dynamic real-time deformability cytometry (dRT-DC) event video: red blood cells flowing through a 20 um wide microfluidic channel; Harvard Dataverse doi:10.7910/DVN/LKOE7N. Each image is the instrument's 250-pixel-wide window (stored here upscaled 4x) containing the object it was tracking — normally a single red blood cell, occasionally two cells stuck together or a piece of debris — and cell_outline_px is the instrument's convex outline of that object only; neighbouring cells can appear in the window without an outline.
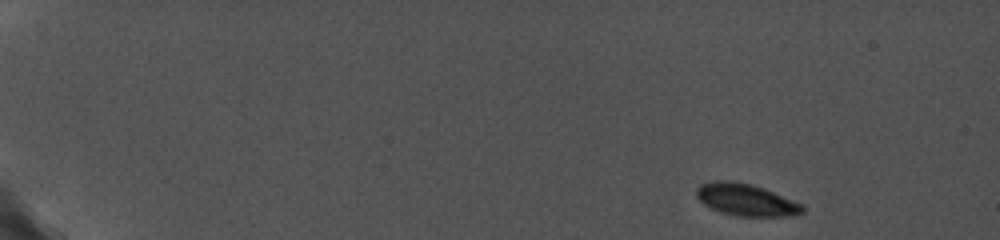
{"species": "common noctule bat (a hibernating species)", "species_latin": "Nyctalus noctula", "temperature_condition": "cold", "stored_images_in_passage": 34, "camera_frame_rate_fps": 5000, "um_per_image_px": 0.085, "animal": {"sex": "female", "body_mass_g": 19.0, "forearm_length_mm": 56.7}, "frame": {"image": 1, "passage_image": 1, "time_ms": 0.0, "image_size_px": [1000, 240], "cell_outline_px": [[804, 212], [784, 216], [736, 216], [712, 208], [704, 204], [696, 196], [696, 188], [700, 184], [716, 180], [728, 180], [748, 184], [764, 188], [800, 204], [804, 208]], "centroid_in_image_um": [63.36, 16.97], "position_along_channel_um": 21.6, "area_um2": 19.31}}
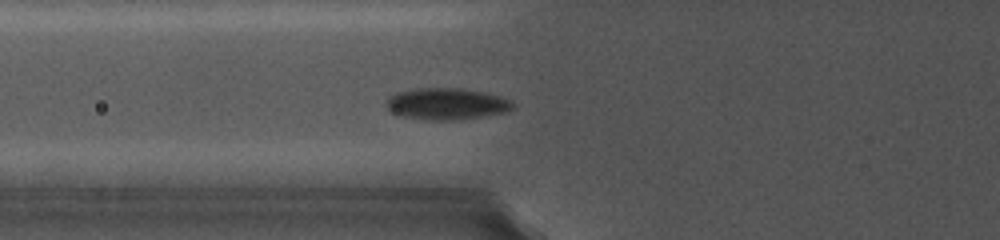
{"frame": {"image": 2, "passage_image": 14, "time_ms": 5.8, "image_size_px": [1000, 240], "cell_outline_px": [[512, 108], [504, 112], [480, 116], [452, 120], [436, 120], [404, 116], [388, 108], [388, 100], [396, 92], [416, 88], [460, 88], [500, 96], [512, 100]], "centroid_in_image_um": [37.99, 8.81], "position_along_channel_um": 87.8, "area_um2": 22.48}}
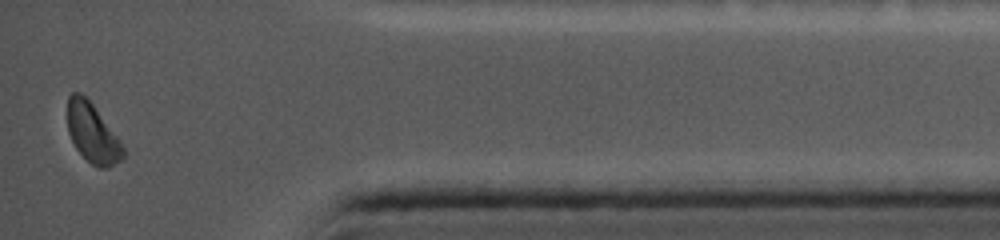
{"frame": {"image": 3, "passage_image": 34, "time_ms": 15.2, "image_size_px": [1000, 240], "cell_outline_px": [[124, 156], [120, 160], [108, 168], [100, 168], [92, 164], [76, 148], [68, 132], [68, 96], [72, 92], [80, 92], [92, 104], [120, 140], [124, 148]], "centroid_in_image_um": [7.86, 11.32], "position_along_channel_um": 427.3, "area_um2": 18.84}}